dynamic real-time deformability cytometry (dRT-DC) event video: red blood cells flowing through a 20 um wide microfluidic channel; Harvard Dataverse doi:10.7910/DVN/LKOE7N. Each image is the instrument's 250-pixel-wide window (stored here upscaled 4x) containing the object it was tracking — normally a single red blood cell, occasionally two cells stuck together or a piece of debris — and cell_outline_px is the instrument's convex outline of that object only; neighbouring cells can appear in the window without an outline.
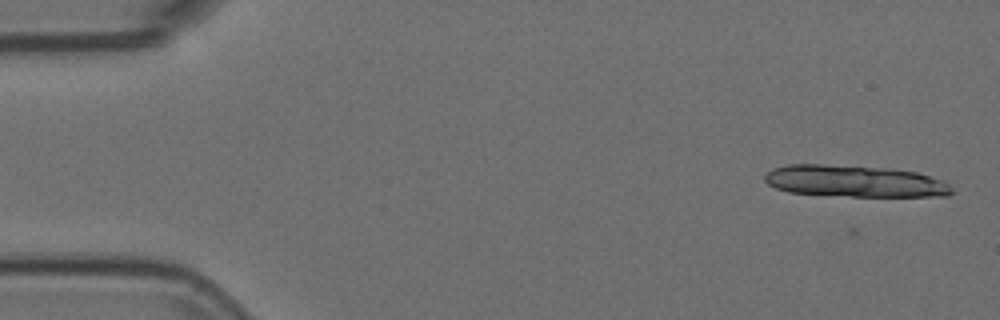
{"species": "Egyptian fruit bat (a non-hibernating species)", "species_latin": "Rousettus aegyptiacus", "temperature_condition": "room temperature", "stored_images_in_passage": 5, "camera_frame_rate_fps": 3000, "um_per_image_px": 0.085, "animal": {"sex": "female"}, "frame": {"image": 1, "passage_image": 1, "time_ms": 0.0, "image_size_px": [1000, 320], "cell_outline_px": [[952, 192], [948, 196], [852, 196], [788, 192], [776, 188], [768, 184], [764, 180], [764, 176], [772, 168], [788, 164], [820, 164], [888, 168], [916, 172], [944, 180], [952, 188]], "centroid_in_image_um": [72.64, 15.39], "position_along_channel_um": 12.4, "area_um2": 34.51}}